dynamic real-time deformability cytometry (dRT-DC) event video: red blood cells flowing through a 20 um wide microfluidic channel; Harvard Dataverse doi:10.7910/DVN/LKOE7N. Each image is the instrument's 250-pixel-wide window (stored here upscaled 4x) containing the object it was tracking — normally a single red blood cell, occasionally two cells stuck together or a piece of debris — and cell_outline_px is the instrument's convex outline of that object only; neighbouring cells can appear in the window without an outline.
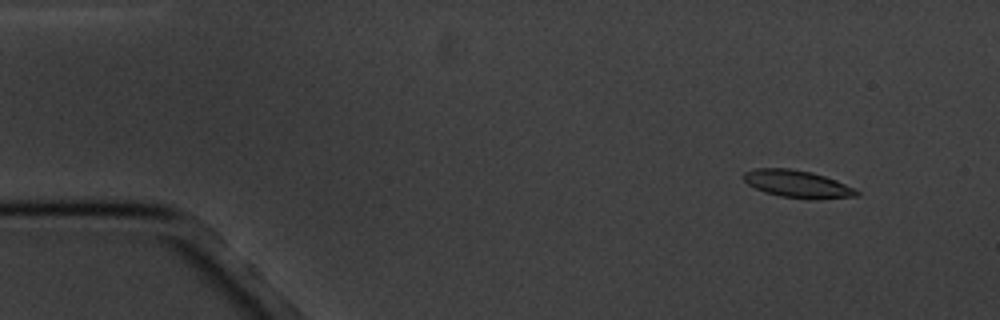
{"species": "common noctule bat (a hibernating species)", "species_latin": "Nyctalus noctula", "temperature_condition": "cold", "stored_images_in_passage": 5, "camera_frame_rate_fps": 3000, "um_per_image_px": 0.085, "animal": {"sex": "male", "body_mass_g": 20.1, "forearm_length_mm": 53.5}, "frame": {"image": 1, "passage_image": 2, "time_ms": 1.0, "image_size_px": [1000, 320], "cell_outline_px": [[860, 196], [812, 200], [808, 200], [780, 196], [764, 192], [748, 184], [744, 180], [744, 172], [756, 168], [788, 168], [812, 172], [836, 180], [860, 192]], "centroid_in_image_um": [67.79, 15.65], "position_along_channel_um": 17.2, "area_um2": 18.09}}
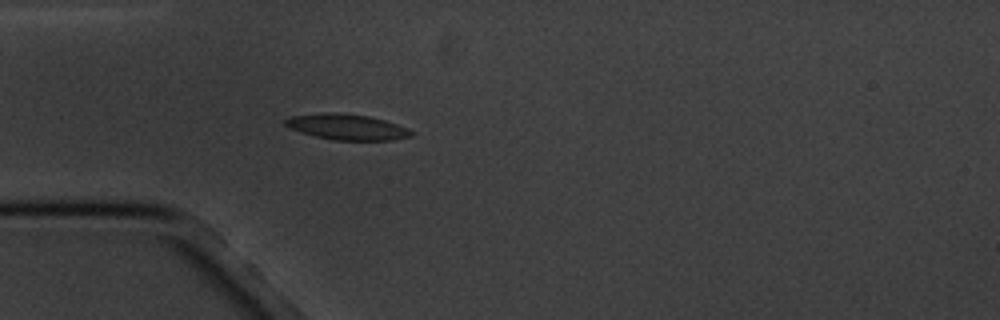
{"frame": {"image": 2, "passage_image": 5, "time_ms": 4.667, "image_size_px": [1000, 320], "cell_outline_px": [[412, 136], [392, 140], [332, 140], [300, 132], [284, 124], [284, 120], [288, 116], [324, 112], [336, 112], [368, 116], [384, 120], [408, 128], [412, 132]], "centroid_in_image_um": [29.46, 10.78], "position_along_channel_um": 55.5, "area_um2": 18.84}}